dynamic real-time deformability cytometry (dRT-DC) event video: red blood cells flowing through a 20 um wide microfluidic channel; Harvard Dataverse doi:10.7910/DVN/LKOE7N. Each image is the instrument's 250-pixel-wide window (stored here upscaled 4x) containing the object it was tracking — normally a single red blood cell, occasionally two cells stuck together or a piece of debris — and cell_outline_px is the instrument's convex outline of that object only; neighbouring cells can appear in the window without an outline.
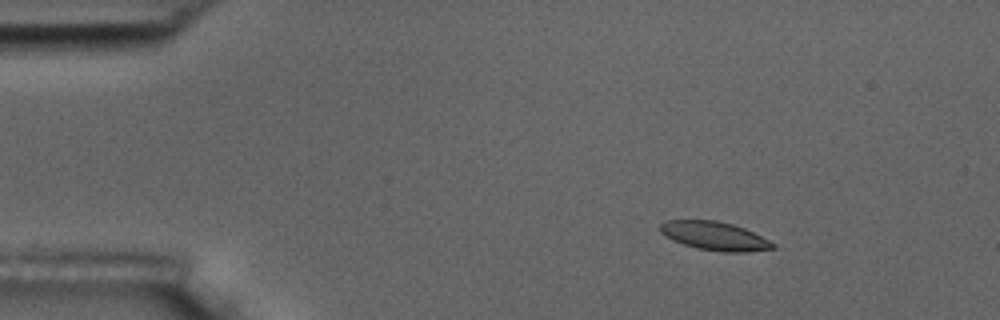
{"species": "common noctule bat (a hibernating species)", "species_latin": "Nyctalus noctula", "temperature_condition": "room temperature", "stored_images_in_passage": 5, "camera_frame_rate_fps": 3000, "um_per_image_px": 0.085, "animal": {"sex": "male", "body_mass_g": 17.5, "forearm_length_mm": 52.3}, "frame": {"image": 1, "passage_image": 3, "time_ms": 2.333, "image_size_px": [1000, 320], "cell_outline_px": [[776, 248], [744, 252], [724, 252], [696, 248], [672, 240], [660, 232], [660, 224], [664, 220], [716, 220], [732, 224], [744, 228], [776, 244]], "centroid_in_image_um": [60.72, 20.05], "position_along_channel_um": 24.3, "area_um2": 18.67}}